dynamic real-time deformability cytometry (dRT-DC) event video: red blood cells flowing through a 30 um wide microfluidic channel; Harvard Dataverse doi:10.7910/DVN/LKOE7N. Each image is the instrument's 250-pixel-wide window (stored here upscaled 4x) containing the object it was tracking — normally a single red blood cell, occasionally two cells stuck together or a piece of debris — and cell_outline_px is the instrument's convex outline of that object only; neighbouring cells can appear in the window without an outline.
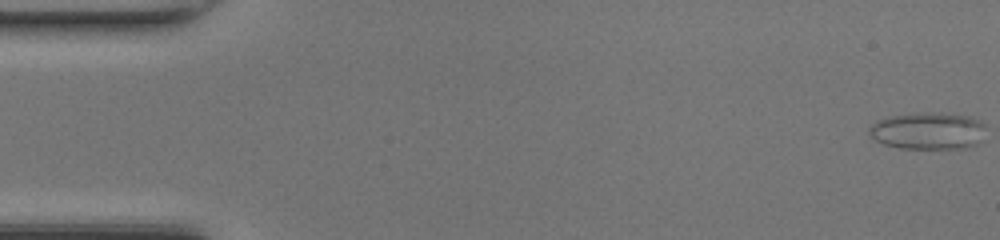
{"species": "common noctule bat (a hibernating species)", "species_latin": "Nyctalus noctula", "temperature_condition": "room temperature", "stored_images_in_passage": 48, "camera_frame_rate_fps": 3000, "um_per_image_px": 0.085, "animal": {"sex": "female", "body_mass_g": 17.0, "forearm_length_mm": 48.0}, "frame": {"image": 1, "passage_image": 1, "time_ms": 0.0, "image_size_px": [1000, 240], "cell_outline_px": [[984, 140], [980, 144], [964, 148], [900, 148], [884, 144], [876, 140], [868, 132], [868, 128], [876, 120], [888, 116], [912, 112], [944, 112], [972, 116], [980, 120], [984, 124]], "centroid_in_image_um": [78.92, 11.1], "position_along_channel_um": 6.1, "area_um2": 25.89}}
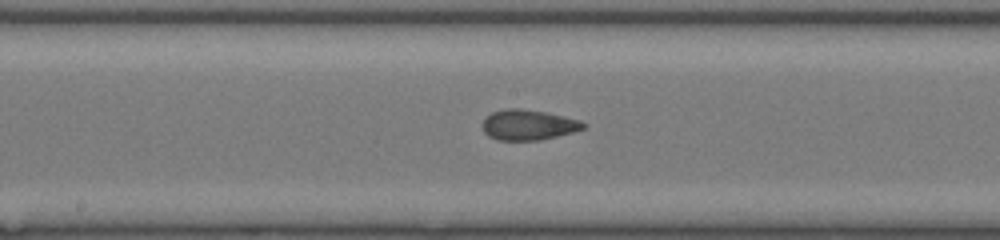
{"frame": {"image": 2, "passage_image": 25, "time_ms": 8.0, "image_size_px": [1000, 240], "cell_outline_px": [[588, 124], [584, 128], [572, 132], [540, 140], [500, 140], [488, 136], [484, 132], [484, 116], [492, 112], [504, 108], [520, 108], [544, 112], [580, 120]], "centroid_in_image_um": [44.89, 10.6], "position_along_channel_um": 203.3, "area_um2": 17.74}}
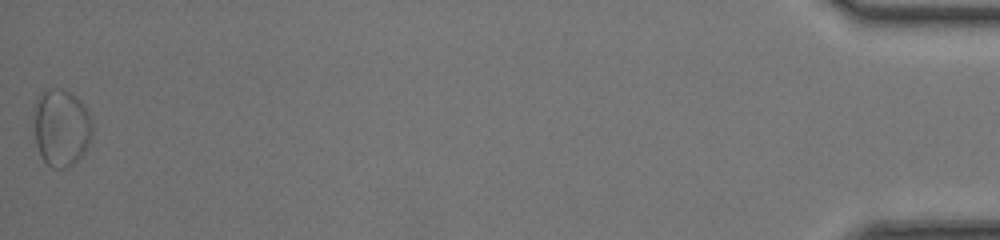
{"frame": {"image": 3, "passage_image": 48, "time_ms": 15.667, "image_size_px": [1000, 240], "cell_outline_px": [[92, 136], [84, 152], [72, 164], [64, 168], [52, 168], [40, 156], [36, 144], [36, 100], [40, 92], [44, 88], [60, 88], [72, 92], [84, 104], [92, 120]], "centroid_in_image_um": [5.23, 10.81], "position_along_channel_um": 430.0, "area_um2": 26.24}, "authors_computed_cell_mechanics": {"area_um2": 18.1781, "velocity_mm_per_s": 4.351, "shape_relaxation_time_tau1_ms": 7.5477, "shape_relaxation_time_tau2_ms": 1.6677, "deformation_change_tau1": 0.1314, "deformation_change_tau2": 0.086}}